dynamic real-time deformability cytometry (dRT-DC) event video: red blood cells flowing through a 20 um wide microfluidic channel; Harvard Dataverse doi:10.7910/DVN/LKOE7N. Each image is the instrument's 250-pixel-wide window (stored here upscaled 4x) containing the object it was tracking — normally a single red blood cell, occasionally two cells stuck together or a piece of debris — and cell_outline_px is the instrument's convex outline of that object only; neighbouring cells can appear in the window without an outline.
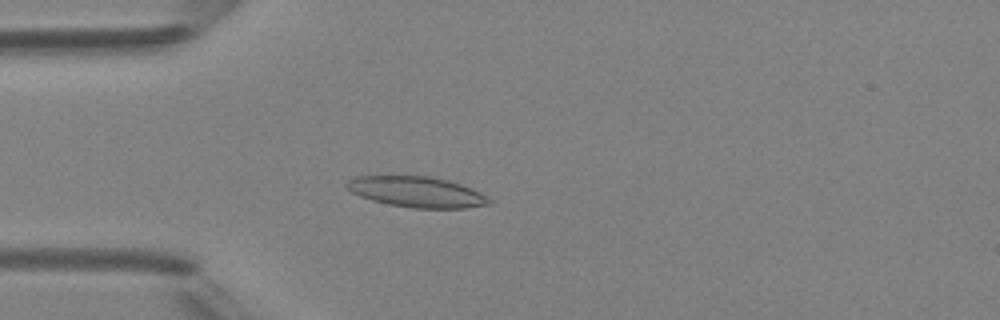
{"species": "Egyptian fruit bat (a non-hibernating species)", "species_latin": "Rousettus aegyptiacus", "temperature_condition": "room temperature", "stored_images_in_passage": 5, "camera_frame_rate_fps": 3000, "um_per_image_px": 0.085, "animal": {"sex": "female"}, "frame": {"image": 1, "passage_image": 5, "time_ms": 4.333, "image_size_px": [1000, 320], "cell_outline_px": [[492, 204], [464, 208], [412, 208], [388, 204], [372, 200], [360, 196], [352, 192], [344, 184], [348, 180], [356, 176], [388, 172], [428, 176], [448, 180], [460, 184], [480, 192], [488, 196], [492, 200]], "centroid_in_image_um": [35.35, 16.26], "position_along_channel_um": 49.6, "area_um2": 26.47}}